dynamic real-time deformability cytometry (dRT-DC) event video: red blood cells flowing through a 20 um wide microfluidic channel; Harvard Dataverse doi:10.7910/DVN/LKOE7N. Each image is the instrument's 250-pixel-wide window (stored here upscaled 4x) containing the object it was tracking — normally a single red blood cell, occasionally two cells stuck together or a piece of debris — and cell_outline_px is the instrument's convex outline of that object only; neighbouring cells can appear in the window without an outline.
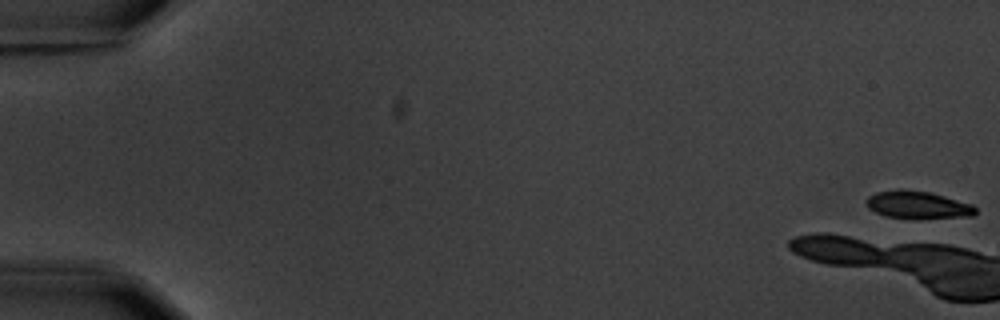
{"species": "common noctule bat (a hibernating species)", "species_latin": "Nyctalus noctula", "temperature_condition": "warm", "stored_images_in_passage": 1, "camera_frame_rate_fps": 3000, "um_per_image_px": 0.085, "animal": {"sex": "male", "body_mass_g": 20.1, "forearm_length_mm": 53.5}, "frame": {"image": 1, "passage_image": 1, "time_ms": 0.0, "image_size_px": [1000, 320], "cell_outline_px": [[976, 212], [972, 216], [884, 216], [868, 208], [864, 200], [868, 196], [876, 192], [896, 188], [904, 188], [932, 192], [972, 204], [976, 208]], "centroid_in_image_um": [77.94, 17.34], "position_along_channel_um": 7.1, "area_um2": 17.05}}